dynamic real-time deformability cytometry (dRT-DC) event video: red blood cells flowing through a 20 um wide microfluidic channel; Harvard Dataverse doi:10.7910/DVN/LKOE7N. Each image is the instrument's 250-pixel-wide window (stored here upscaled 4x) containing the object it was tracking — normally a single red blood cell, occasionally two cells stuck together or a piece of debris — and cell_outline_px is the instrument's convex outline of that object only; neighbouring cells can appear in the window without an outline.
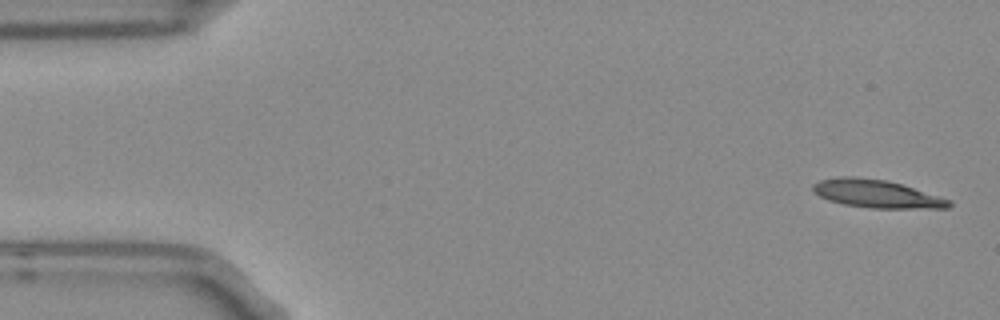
{"species": "Egyptian fruit bat (a non-hibernating species)", "species_latin": "Rousettus aegyptiacus", "temperature_condition": "room temperature", "stored_images_in_passage": 5, "camera_frame_rate_fps": 3000, "um_per_image_px": 0.085, "frame": {"image": 1, "passage_image": 1, "time_ms": 0.0, "image_size_px": [1000, 320], "cell_outline_px": [[952, 204], [948, 208], [872, 208], [844, 204], [828, 200], [812, 192], [812, 184], [820, 180], [840, 176], [852, 176], [888, 180], [952, 200]], "centroid_in_image_um": [74.49, 16.46], "position_along_channel_um": 10.5, "area_um2": 22.2}}
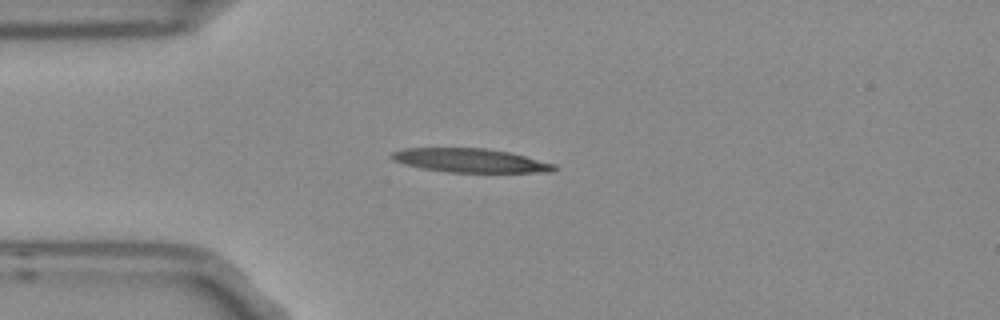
{"frame": {"image": 2, "passage_image": 4, "time_ms": 1.0, "image_size_px": [1000, 320], "cell_outline_px": [[560, 168], [552, 172], [448, 172], [420, 168], [404, 164], [392, 160], [388, 156], [392, 152], [404, 148], [484, 148], [508, 152], [556, 164]], "centroid_in_image_um": [39.95, 13.64], "position_along_channel_um": 45.0, "area_um2": 22.66}}